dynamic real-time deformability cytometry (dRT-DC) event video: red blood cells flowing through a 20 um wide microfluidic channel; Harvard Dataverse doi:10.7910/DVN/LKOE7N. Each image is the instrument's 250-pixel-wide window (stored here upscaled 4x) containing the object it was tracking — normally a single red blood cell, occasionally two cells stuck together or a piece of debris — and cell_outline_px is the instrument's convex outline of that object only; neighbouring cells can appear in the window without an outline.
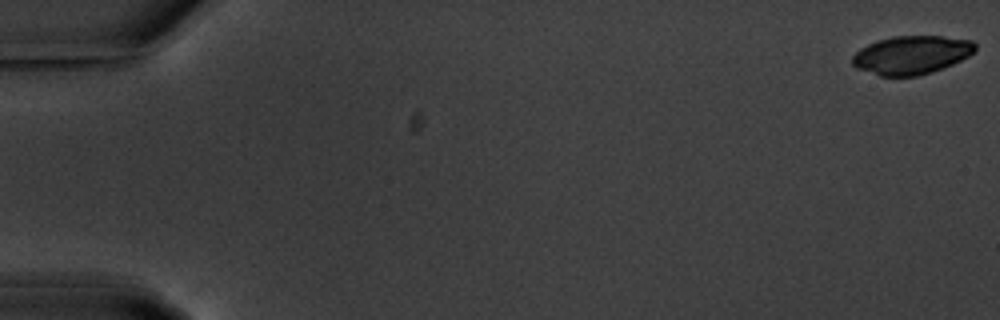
{"species": "common noctule bat (a hibernating species)", "species_latin": "Nyctalus noctula", "temperature_condition": "warm", "stored_images_in_passage": 11, "camera_frame_rate_fps": 3000, "um_per_image_px": 0.085, "animal": {"sex": "male", "body_mass_g": 20.1, "forearm_length_mm": 53.5}, "frame": {"image": 1, "passage_image": 1, "time_ms": 0.0, "image_size_px": [1000, 320], "cell_outline_px": [[976, 48], [968, 56], [952, 64], [932, 72], [916, 76], [880, 76], [856, 68], [852, 64], [852, 56], [860, 48], [876, 40], [892, 36], [944, 36], [972, 40], [976, 44]], "centroid_in_image_um": [77.45, 4.66], "position_along_channel_um": 7.5, "area_um2": 27.57}}